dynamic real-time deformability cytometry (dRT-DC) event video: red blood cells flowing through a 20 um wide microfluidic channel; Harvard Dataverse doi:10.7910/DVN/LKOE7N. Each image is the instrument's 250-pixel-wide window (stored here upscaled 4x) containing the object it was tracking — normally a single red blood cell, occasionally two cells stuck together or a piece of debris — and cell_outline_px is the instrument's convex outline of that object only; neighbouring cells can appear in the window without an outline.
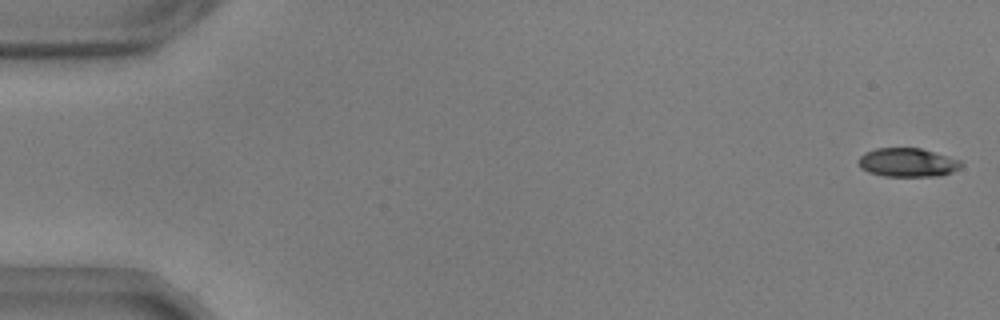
{"species": "common noctule bat (a hibernating species)", "species_latin": "Nyctalus noctula", "temperature_condition": "warm", "stored_images_in_passage": 55, "camera_frame_rate_fps": 3000, "um_per_image_px": 0.085, "animal": {"sex": "male", "body_mass_g": 17.9, "forearm_length_mm": 54.2}, "frame": {"image": 1, "passage_image": 1, "time_ms": 0.0, "image_size_px": [1000, 320], "cell_outline_px": [[964, 164], [960, 168], [952, 172], [940, 176], [884, 176], [868, 172], [860, 168], [856, 160], [864, 152], [876, 148], [920, 148], [960, 160]], "centroid_in_image_um": [77.11, 13.81], "position_along_channel_um": 7.9, "area_um2": 17.34}}
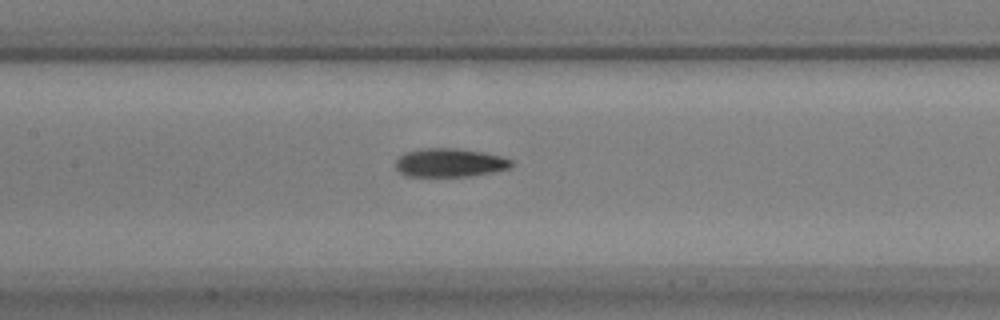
{"frame": {"image": 2, "passage_image": 26, "time_ms": 8.333, "image_size_px": [1000, 320], "cell_outline_px": [[512, 168], [472, 176], [404, 176], [396, 168], [396, 160], [404, 152], [420, 148], [456, 148], [484, 152], [500, 156], [512, 160]], "centroid_in_image_um": [38.22, 13.82], "position_along_channel_um": 169.2, "area_um2": 19.42}}
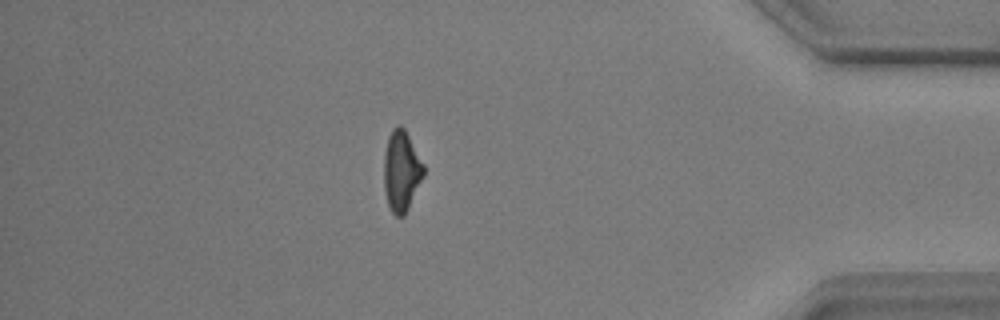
{"frame": {"image": 3, "passage_image": 48, "time_ms": 15.667, "image_size_px": [1000, 320], "cell_outline_px": [[424, 176], [404, 216], [396, 216], [392, 212], [388, 204], [384, 188], [384, 152], [388, 136], [392, 128], [396, 124], [400, 124], [404, 128], [424, 164]], "centroid_in_image_um": [34.11, 14.5], "position_along_channel_um": 401.1, "area_um2": 18.73}, "authors_computed_cell_mechanics": {"area_um2": 18.4382, "velocity_mm_per_s": 3.6679, "shape_relaxation_time_tau1_ms": 4.1993, "shape_relaxation_time_tau2_ms": 4.9245, "deformation_change_tau1": 0.1405, "deformation_change_tau2": 0.1323}}